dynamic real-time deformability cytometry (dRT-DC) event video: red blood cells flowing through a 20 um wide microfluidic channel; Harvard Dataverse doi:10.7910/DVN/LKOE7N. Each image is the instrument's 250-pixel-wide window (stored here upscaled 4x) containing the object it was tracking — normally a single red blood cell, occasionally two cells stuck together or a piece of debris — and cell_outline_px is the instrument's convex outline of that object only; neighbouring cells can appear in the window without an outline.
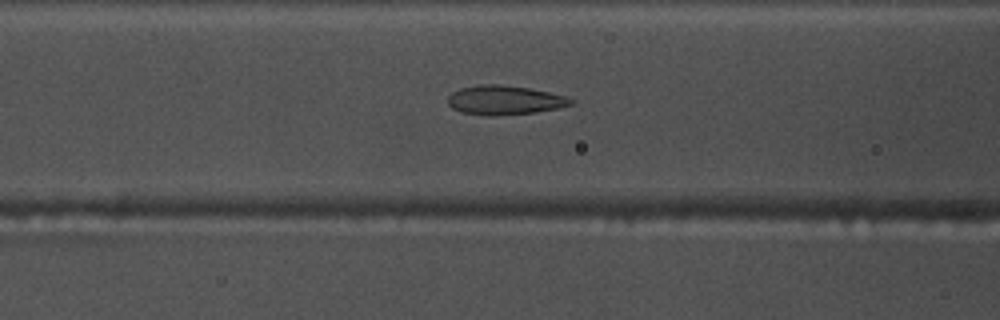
{"species": "common noctule bat (a hibernating species)", "species_latin": "Nyctalus noctula", "temperature_condition": "warm", "stored_images_in_passage": 45, "camera_frame_rate_fps": 3000, "um_per_image_px": 0.085, "animal": {"sex": "male", "body_mass_g": 17.5, "forearm_length_mm": 52.3}, "frame": {"image": 1, "passage_image": 16, "time_ms": 5.0, "image_size_px": [1000, 320], "cell_outline_px": [[576, 100], [572, 104], [556, 108], [536, 112], [496, 116], [484, 116], [460, 112], [452, 108], [448, 104], [448, 96], [452, 92], [460, 88], [480, 84], [500, 84], [528, 88], [548, 92], [564, 96]], "centroid_in_image_um": [42.84, 8.52], "position_along_channel_um": 123.8, "area_um2": 21.04}}
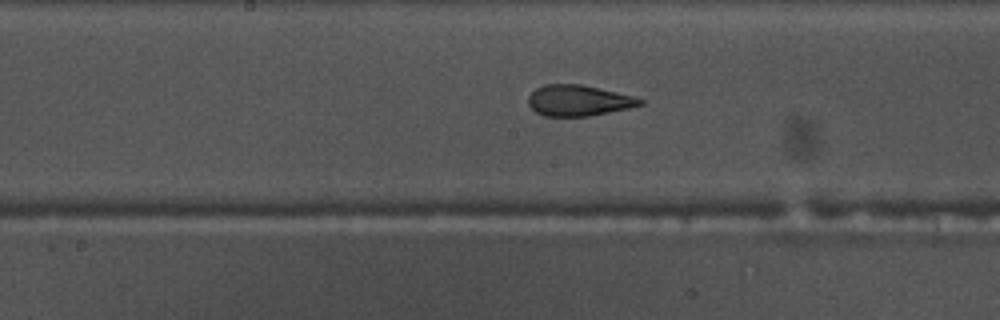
{"frame": {"image": 2, "passage_image": 22, "time_ms": 7.0, "image_size_px": [1000, 320], "cell_outline_px": [[644, 104], [628, 108], [588, 116], [544, 116], [536, 112], [528, 104], [528, 96], [536, 88], [544, 84], [580, 84], [600, 88], [636, 96], [644, 100]], "centroid_in_image_um": [49.18, 8.53], "position_along_channel_um": 199.0, "area_um2": 20.17}}
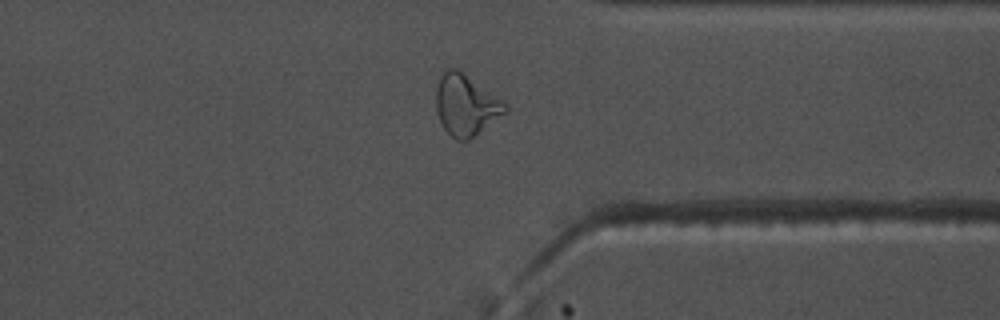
{"frame": {"image": 3, "passage_image": 36, "time_ms": 11.667, "image_size_px": [1000, 320], "cell_outline_px": [[508, 112], [468, 140], [456, 140], [444, 128], [436, 112], [436, 88], [440, 76], [448, 68], [456, 68], [504, 100], [508, 104]], "centroid_in_image_um": [39.62, 8.92], "position_along_channel_um": 371.8, "area_um2": 24.57}, "authors_computed_cell_mechanics": {"area_um2": 21.2126, "velocity_mm_per_s": 3.7736, "shape_relaxation_time_tau1_ms": 4.8037, "shape_relaxation_time_tau2_ms": 1.494, "deformation_change_tau1": 0.1744, "deformation_change_tau2": 0.1063}}